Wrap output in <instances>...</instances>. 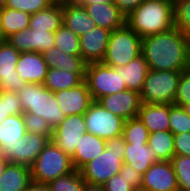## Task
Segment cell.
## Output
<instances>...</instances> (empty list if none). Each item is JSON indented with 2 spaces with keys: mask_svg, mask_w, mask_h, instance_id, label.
I'll return each instance as SVG.
<instances>
[{
  "mask_svg": "<svg viewBox=\"0 0 190 191\" xmlns=\"http://www.w3.org/2000/svg\"><path fill=\"white\" fill-rule=\"evenodd\" d=\"M141 54L149 70L182 72L189 66L190 39L173 27L142 38Z\"/></svg>",
  "mask_w": 190,
  "mask_h": 191,
  "instance_id": "6da1fadb",
  "label": "cell"
},
{
  "mask_svg": "<svg viewBox=\"0 0 190 191\" xmlns=\"http://www.w3.org/2000/svg\"><path fill=\"white\" fill-rule=\"evenodd\" d=\"M125 24L141 38L166 32L174 27L173 0H144L125 17Z\"/></svg>",
  "mask_w": 190,
  "mask_h": 191,
  "instance_id": "7a4b0ae2",
  "label": "cell"
},
{
  "mask_svg": "<svg viewBox=\"0 0 190 191\" xmlns=\"http://www.w3.org/2000/svg\"><path fill=\"white\" fill-rule=\"evenodd\" d=\"M125 146L123 136L106 140L105 150L80 169L83 180L89 184L103 185L112 176L119 174Z\"/></svg>",
  "mask_w": 190,
  "mask_h": 191,
  "instance_id": "3957f363",
  "label": "cell"
},
{
  "mask_svg": "<svg viewBox=\"0 0 190 191\" xmlns=\"http://www.w3.org/2000/svg\"><path fill=\"white\" fill-rule=\"evenodd\" d=\"M17 94L23 113L42 117L52 130L66 117L57 103L54 92L45 88L43 84L27 83Z\"/></svg>",
  "mask_w": 190,
  "mask_h": 191,
  "instance_id": "277c9868",
  "label": "cell"
},
{
  "mask_svg": "<svg viewBox=\"0 0 190 191\" xmlns=\"http://www.w3.org/2000/svg\"><path fill=\"white\" fill-rule=\"evenodd\" d=\"M30 168L32 180L40 183H49L75 171L71 156L64 153L52 141H49L39 153Z\"/></svg>",
  "mask_w": 190,
  "mask_h": 191,
  "instance_id": "5b68a950",
  "label": "cell"
},
{
  "mask_svg": "<svg viewBox=\"0 0 190 191\" xmlns=\"http://www.w3.org/2000/svg\"><path fill=\"white\" fill-rule=\"evenodd\" d=\"M142 38L126 24L111 31L102 63L111 67L125 66L141 54Z\"/></svg>",
  "mask_w": 190,
  "mask_h": 191,
  "instance_id": "8992f818",
  "label": "cell"
},
{
  "mask_svg": "<svg viewBox=\"0 0 190 191\" xmlns=\"http://www.w3.org/2000/svg\"><path fill=\"white\" fill-rule=\"evenodd\" d=\"M180 71L149 70L140 92L141 103L174 104Z\"/></svg>",
  "mask_w": 190,
  "mask_h": 191,
  "instance_id": "52a82bcc",
  "label": "cell"
},
{
  "mask_svg": "<svg viewBox=\"0 0 190 191\" xmlns=\"http://www.w3.org/2000/svg\"><path fill=\"white\" fill-rule=\"evenodd\" d=\"M85 81L93 101L127 90L121 78V66L111 67L102 62L86 65Z\"/></svg>",
  "mask_w": 190,
  "mask_h": 191,
  "instance_id": "ba28073f",
  "label": "cell"
},
{
  "mask_svg": "<svg viewBox=\"0 0 190 191\" xmlns=\"http://www.w3.org/2000/svg\"><path fill=\"white\" fill-rule=\"evenodd\" d=\"M88 133L104 140L122 136L125 120L106 110L98 101H93L84 114Z\"/></svg>",
  "mask_w": 190,
  "mask_h": 191,
  "instance_id": "9c48e42d",
  "label": "cell"
},
{
  "mask_svg": "<svg viewBox=\"0 0 190 191\" xmlns=\"http://www.w3.org/2000/svg\"><path fill=\"white\" fill-rule=\"evenodd\" d=\"M49 141L45 136L26 132V135L14 145L2 146V154L10 163L31 167Z\"/></svg>",
  "mask_w": 190,
  "mask_h": 191,
  "instance_id": "30bf717a",
  "label": "cell"
},
{
  "mask_svg": "<svg viewBox=\"0 0 190 191\" xmlns=\"http://www.w3.org/2000/svg\"><path fill=\"white\" fill-rule=\"evenodd\" d=\"M87 132L84 115L66 116L52 132L51 141L72 156L80 138Z\"/></svg>",
  "mask_w": 190,
  "mask_h": 191,
  "instance_id": "8fae6325",
  "label": "cell"
},
{
  "mask_svg": "<svg viewBox=\"0 0 190 191\" xmlns=\"http://www.w3.org/2000/svg\"><path fill=\"white\" fill-rule=\"evenodd\" d=\"M19 57L20 52L7 40L0 44V91L17 93L27 84L16 71Z\"/></svg>",
  "mask_w": 190,
  "mask_h": 191,
  "instance_id": "7c38bea8",
  "label": "cell"
},
{
  "mask_svg": "<svg viewBox=\"0 0 190 191\" xmlns=\"http://www.w3.org/2000/svg\"><path fill=\"white\" fill-rule=\"evenodd\" d=\"M144 191H179V185L171 161L153 163L142 175L140 186Z\"/></svg>",
  "mask_w": 190,
  "mask_h": 191,
  "instance_id": "4fadbf2b",
  "label": "cell"
},
{
  "mask_svg": "<svg viewBox=\"0 0 190 191\" xmlns=\"http://www.w3.org/2000/svg\"><path fill=\"white\" fill-rule=\"evenodd\" d=\"M17 51L43 54L55 46L54 32L28 28L6 39Z\"/></svg>",
  "mask_w": 190,
  "mask_h": 191,
  "instance_id": "5bb4252c",
  "label": "cell"
},
{
  "mask_svg": "<svg viewBox=\"0 0 190 191\" xmlns=\"http://www.w3.org/2000/svg\"><path fill=\"white\" fill-rule=\"evenodd\" d=\"M98 102L125 121L137 117L141 106L140 93L129 89L103 96Z\"/></svg>",
  "mask_w": 190,
  "mask_h": 191,
  "instance_id": "9a60e30c",
  "label": "cell"
},
{
  "mask_svg": "<svg viewBox=\"0 0 190 191\" xmlns=\"http://www.w3.org/2000/svg\"><path fill=\"white\" fill-rule=\"evenodd\" d=\"M54 95L65 116L84 115L93 102L85 80L76 87L54 92Z\"/></svg>",
  "mask_w": 190,
  "mask_h": 191,
  "instance_id": "2e32d148",
  "label": "cell"
},
{
  "mask_svg": "<svg viewBox=\"0 0 190 191\" xmlns=\"http://www.w3.org/2000/svg\"><path fill=\"white\" fill-rule=\"evenodd\" d=\"M111 31L104 27L95 26L94 29L81 35V57L86 64L102 62L108 45Z\"/></svg>",
  "mask_w": 190,
  "mask_h": 191,
  "instance_id": "e0dca14e",
  "label": "cell"
},
{
  "mask_svg": "<svg viewBox=\"0 0 190 191\" xmlns=\"http://www.w3.org/2000/svg\"><path fill=\"white\" fill-rule=\"evenodd\" d=\"M48 69L42 54L37 52L20 53L16 71L26 83L43 84Z\"/></svg>",
  "mask_w": 190,
  "mask_h": 191,
  "instance_id": "ac0fdd59",
  "label": "cell"
},
{
  "mask_svg": "<svg viewBox=\"0 0 190 191\" xmlns=\"http://www.w3.org/2000/svg\"><path fill=\"white\" fill-rule=\"evenodd\" d=\"M84 8L98 27L113 31L125 24V16L119 11L114 2L91 3L84 5Z\"/></svg>",
  "mask_w": 190,
  "mask_h": 191,
  "instance_id": "d6986e66",
  "label": "cell"
},
{
  "mask_svg": "<svg viewBox=\"0 0 190 191\" xmlns=\"http://www.w3.org/2000/svg\"><path fill=\"white\" fill-rule=\"evenodd\" d=\"M106 148V140L91 133H84L71 156L75 170H80L85 164L99 156Z\"/></svg>",
  "mask_w": 190,
  "mask_h": 191,
  "instance_id": "ffe728a7",
  "label": "cell"
},
{
  "mask_svg": "<svg viewBox=\"0 0 190 191\" xmlns=\"http://www.w3.org/2000/svg\"><path fill=\"white\" fill-rule=\"evenodd\" d=\"M169 115L170 104L141 103L137 117L151 133L170 130Z\"/></svg>",
  "mask_w": 190,
  "mask_h": 191,
  "instance_id": "44dd1931",
  "label": "cell"
},
{
  "mask_svg": "<svg viewBox=\"0 0 190 191\" xmlns=\"http://www.w3.org/2000/svg\"><path fill=\"white\" fill-rule=\"evenodd\" d=\"M62 19L63 25L79 37L96 26L84 6L75 3L62 5Z\"/></svg>",
  "mask_w": 190,
  "mask_h": 191,
  "instance_id": "7402d4cb",
  "label": "cell"
},
{
  "mask_svg": "<svg viewBox=\"0 0 190 191\" xmlns=\"http://www.w3.org/2000/svg\"><path fill=\"white\" fill-rule=\"evenodd\" d=\"M155 151L147 144L126 143L123 163L132 166L142 175L153 163H157Z\"/></svg>",
  "mask_w": 190,
  "mask_h": 191,
  "instance_id": "603a6c76",
  "label": "cell"
},
{
  "mask_svg": "<svg viewBox=\"0 0 190 191\" xmlns=\"http://www.w3.org/2000/svg\"><path fill=\"white\" fill-rule=\"evenodd\" d=\"M31 181L30 167L9 162L0 176V191H24Z\"/></svg>",
  "mask_w": 190,
  "mask_h": 191,
  "instance_id": "cb8c5ba5",
  "label": "cell"
},
{
  "mask_svg": "<svg viewBox=\"0 0 190 191\" xmlns=\"http://www.w3.org/2000/svg\"><path fill=\"white\" fill-rule=\"evenodd\" d=\"M48 68L63 69L71 73H86V63L81 55H68L57 47H52L43 54Z\"/></svg>",
  "mask_w": 190,
  "mask_h": 191,
  "instance_id": "d4e9b609",
  "label": "cell"
},
{
  "mask_svg": "<svg viewBox=\"0 0 190 191\" xmlns=\"http://www.w3.org/2000/svg\"><path fill=\"white\" fill-rule=\"evenodd\" d=\"M149 72L146 59L140 54L127 65L121 66V78L127 89L140 93L143 89L144 80Z\"/></svg>",
  "mask_w": 190,
  "mask_h": 191,
  "instance_id": "484cf974",
  "label": "cell"
},
{
  "mask_svg": "<svg viewBox=\"0 0 190 191\" xmlns=\"http://www.w3.org/2000/svg\"><path fill=\"white\" fill-rule=\"evenodd\" d=\"M31 14L24 11L7 8H0V28L5 39L21 30L29 28Z\"/></svg>",
  "mask_w": 190,
  "mask_h": 191,
  "instance_id": "4316f807",
  "label": "cell"
},
{
  "mask_svg": "<svg viewBox=\"0 0 190 191\" xmlns=\"http://www.w3.org/2000/svg\"><path fill=\"white\" fill-rule=\"evenodd\" d=\"M85 80V73H71L63 69L49 68L43 85L52 92L78 86Z\"/></svg>",
  "mask_w": 190,
  "mask_h": 191,
  "instance_id": "83f0119b",
  "label": "cell"
},
{
  "mask_svg": "<svg viewBox=\"0 0 190 191\" xmlns=\"http://www.w3.org/2000/svg\"><path fill=\"white\" fill-rule=\"evenodd\" d=\"M62 5L52 4L31 15L29 28L55 32L62 23Z\"/></svg>",
  "mask_w": 190,
  "mask_h": 191,
  "instance_id": "f1b7e54d",
  "label": "cell"
},
{
  "mask_svg": "<svg viewBox=\"0 0 190 191\" xmlns=\"http://www.w3.org/2000/svg\"><path fill=\"white\" fill-rule=\"evenodd\" d=\"M23 114L9 115L0 124V145H14L26 135Z\"/></svg>",
  "mask_w": 190,
  "mask_h": 191,
  "instance_id": "f546056e",
  "label": "cell"
},
{
  "mask_svg": "<svg viewBox=\"0 0 190 191\" xmlns=\"http://www.w3.org/2000/svg\"><path fill=\"white\" fill-rule=\"evenodd\" d=\"M147 145L155 151L159 161H171L175 156L173 133L170 130L149 133Z\"/></svg>",
  "mask_w": 190,
  "mask_h": 191,
  "instance_id": "4dcf8cb0",
  "label": "cell"
},
{
  "mask_svg": "<svg viewBox=\"0 0 190 191\" xmlns=\"http://www.w3.org/2000/svg\"><path fill=\"white\" fill-rule=\"evenodd\" d=\"M54 43L55 47L68 55H81L79 36L63 24L54 32Z\"/></svg>",
  "mask_w": 190,
  "mask_h": 191,
  "instance_id": "1f68e13d",
  "label": "cell"
},
{
  "mask_svg": "<svg viewBox=\"0 0 190 191\" xmlns=\"http://www.w3.org/2000/svg\"><path fill=\"white\" fill-rule=\"evenodd\" d=\"M122 136L126 143L147 144L149 131L142 121L135 117L124 122Z\"/></svg>",
  "mask_w": 190,
  "mask_h": 191,
  "instance_id": "d6a6232c",
  "label": "cell"
},
{
  "mask_svg": "<svg viewBox=\"0 0 190 191\" xmlns=\"http://www.w3.org/2000/svg\"><path fill=\"white\" fill-rule=\"evenodd\" d=\"M85 181L80 170H75L48 183L51 191H84Z\"/></svg>",
  "mask_w": 190,
  "mask_h": 191,
  "instance_id": "836d02e7",
  "label": "cell"
},
{
  "mask_svg": "<svg viewBox=\"0 0 190 191\" xmlns=\"http://www.w3.org/2000/svg\"><path fill=\"white\" fill-rule=\"evenodd\" d=\"M173 23L190 39V0H173Z\"/></svg>",
  "mask_w": 190,
  "mask_h": 191,
  "instance_id": "e575fe53",
  "label": "cell"
},
{
  "mask_svg": "<svg viewBox=\"0 0 190 191\" xmlns=\"http://www.w3.org/2000/svg\"><path fill=\"white\" fill-rule=\"evenodd\" d=\"M171 163L175 170L179 191H190V156L175 155Z\"/></svg>",
  "mask_w": 190,
  "mask_h": 191,
  "instance_id": "d590c367",
  "label": "cell"
},
{
  "mask_svg": "<svg viewBox=\"0 0 190 191\" xmlns=\"http://www.w3.org/2000/svg\"><path fill=\"white\" fill-rule=\"evenodd\" d=\"M23 114L18 94L8 91H0V124L9 115Z\"/></svg>",
  "mask_w": 190,
  "mask_h": 191,
  "instance_id": "8d00e7d4",
  "label": "cell"
},
{
  "mask_svg": "<svg viewBox=\"0 0 190 191\" xmlns=\"http://www.w3.org/2000/svg\"><path fill=\"white\" fill-rule=\"evenodd\" d=\"M169 124L173 134L190 132V116L179 105L170 104Z\"/></svg>",
  "mask_w": 190,
  "mask_h": 191,
  "instance_id": "74e56055",
  "label": "cell"
},
{
  "mask_svg": "<svg viewBox=\"0 0 190 191\" xmlns=\"http://www.w3.org/2000/svg\"><path fill=\"white\" fill-rule=\"evenodd\" d=\"M23 119L27 132L45 136L51 141L53 130L46 120L40 116L27 112L23 113Z\"/></svg>",
  "mask_w": 190,
  "mask_h": 191,
  "instance_id": "f35d334b",
  "label": "cell"
},
{
  "mask_svg": "<svg viewBox=\"0 0 190 191\" xmlns=\"http://www.w3.org/2000/svg\"><path fill=\"white\" fill-rule=\"evenodd\" d=\"M52 3L49 0H5L4 6L16 10L35 14L40 10L48 8Z\"/></svg>",
  "mask_w": 190,
  "mask_h": 191,
  "instance_id": "ab89813d",
  "label": "cell"
},
{
  "mask_svg": "<svg viewBox=\"0 0 190 191\" xmlns=\"http://www.w3.org/2000/svg\"><path fill=\"white\" fill-rule=\"evenodd\" d=\"M190 102V70L185 69L181 72L178 82L177 92L174 99V104L182 106Z\"/></svg>",
  "mask_w": 190,
  "mask_h": 191,
  "instance_id": "60d3db41",
  "label": "cell"
},
{
  "mask_svg": "<svg viewBox=\"0 0 190 191\" xmlns=\"http://www.w3.org/2000/svg\"><path fill=\"white\" fill-rule=\"evenodd\" d=\"M105 191H135L131 186V181L126 179L123 174L112 176L103 184Z\"/></svg>",
  "mask_w": 190,
  "mask_h": 191,
  "instance_id": "b9f144b4",
  "label": "cell"
},
{
  "mask_svg": "<svg viewBox=\"0 0 190 191\" xmlns=\"http://www.w3.org/2000/svg\"><path fill=\"white\" fill-rule=\"evenodd\" d=\"M175 155L190 156V132L173 134Z\"/></svg>",
  "mask_w": 190,
  "mask_h": 191,
  "instance_id": "7bdbcfd3",
  "label": "cell"
},
{
  "mask_svg": "<svg viewBox=\"0 0 190 191\" xmlns=\"http://www.w3.org/2000/svg\"><path fill=\"white\" fill-rule=\"evenodd\" d=\"M119 174H123L126 179L131 181V186L135 190L140 189L142 183V173L135 170L132 166L123 163Z\"/></svg>",
  "mask_w": 190,
  "mask_h": 191,
  "instance_id": "ee69618b",
  "label": "cell"
},
{
  "mask_svg": "<svg viewBox=\"0 0 190 191\" xmlns=\"http://www.w3.org/2000/svg\"><path fill=\"white\" fill-rule=\"evenodd\" d=\"M144 0H114L119 11L126 17L136 9Z\"/></svg>",
  "mask_w": 190,
  "mask_h": 191,
  "instance_id": "f6af8a7d",
  "label": "cell"
},
{
  "mask_svg": "<svg viewBox=\"0 0 190 191\" xmlns=\"http://www.w3.org/2000/svg\"><path fill=\"white\" fill-rule=\"evenodd\" d=\"M24 191H51L48 183L31 181Z\"/></svg>",
  "mask_w": 190,
  "mask_h": 191,
  "instance_id": "bcb514c9",
  "label": "cell"
},
{
  "mask_svg": "<svg viewBox=\"0 0 190 191\" xmlns=\"http://www.w3.org/2000/svg\"><path fill=\"white\" fill-rule=\"evenodd\" d=\"M109 3L114 2V0H75L74 3L80 6H84L91 3Z\"/></svg>",
  "mask_w": 190,
  "mask_h": 191,
  "instance_id": "7dc6e473",
  "label": "cell"
},
{
  "mask_svg": "<svg viewBox=\"0 0 190 191\" xmlns=\"http://www.w3.org/2000/svg\"><path fill=\"white\" fill-rule=\"evenodd\" d=\"M84 191H105L103 185L85 183Z\"/></svg>",
  "mask_w": 190,
  "mask_h": 191,
  "instance_id": "c3c4849f",
  "label": "cell"
},
{
  "mask_svg": "<svg viewBox=\"0 0 190 191\" xmlns=\"http://www.w3.org/2000/svg\"><path fill=\"white\" fill-rule=\"evenodd\" d=\"M9 162L10 161L3 154H0V176L4 172Z\"/></svg>",
  "mask_w": 190,
  "mask_h": 191,
  "instance_id": "681fc988",
  "label": "cell"
},
{
  "mask_svg": "<svg viewBox=\"0 0 190 191\" xmlns=\"http://www.w3.org/2000/svg\"><path fill=\"white\" fill-rule=\"evenodd\" d=\"M52 4L64 5L74 3L75 0H49Z\"/></svg>",
  "mask_w": 190,
  "mask_h": 191,
  "instance_id": "f907efd6",
  "label": "cell"
},
{
  "mask_svg": "<svg viewBox=\"0 0 190 191\" xmlns=\"http://www.w3.org/2000/svg\"><path fill=\"white\" fill-rule=\"evenodd\" d=\"M181 107L184 109L185 113L190 116V102L183 104Z\"/></svg>",
  "mask_w": 190,
  "mask_h": 191,
  "instance_id": "816d5d0a",
  "label": "cell"
},
{
  "mask_svg": "<svg viewBox=\"0 0 190 191\" xmlns=\"http://www.w3.org/2000/svg\"><path fill=\"white\" fill-rule=\"evenodd\" d=\"M6 39L3 37L1 28H0V44L3 43Z\"/></svg>",
  "mask_w": 190,
  "mask_h": 191,
  "instance_id": "f5cc1de1",
  "label": "cell"
},
{
  "mask_svg": "<svg viewBox=\"0 0 190 191\" xmlns=\"http://www.w3.org/2000/svg\"><path fill=\"white\" fill-rule=\"evenodd\" d=\"M5 0H0V8L4 6Z\"/></svg>",
  "mask_w": 190,
  "mask_h": 191,
  "instance_id": "db71d44e",
  "label": "cell"
},
{
  "mask_svg": "<svg viewBox=\"0 0 190 191\" xmlns=\"http://www.w3.org/2000/svg\"><path fill=\"white\" fill-rule=\"evenodd\" d=\"M188 69L190 70V57H189V66H188Z\"/></svg>",
  "mask_w": 190,
  "mask_h": 191,
  "instance_id": "11a10c76",
  "label": "cell"
},
{
  "mask_svg": "<svg viewBox=\"0 0 190 191\" xmlns=\"http://www.w3.org/2000/svg\"><path fill=\"white\" fill-rule=\"evenodd\" d=\"M0 154H2V147H1V145H0Z\"/></svg>",
  "mask_w": 190,
  "mask_h": 191,
  "instance_id": "9f6ffc18",
  "label": "cell"
}]
</instances>
